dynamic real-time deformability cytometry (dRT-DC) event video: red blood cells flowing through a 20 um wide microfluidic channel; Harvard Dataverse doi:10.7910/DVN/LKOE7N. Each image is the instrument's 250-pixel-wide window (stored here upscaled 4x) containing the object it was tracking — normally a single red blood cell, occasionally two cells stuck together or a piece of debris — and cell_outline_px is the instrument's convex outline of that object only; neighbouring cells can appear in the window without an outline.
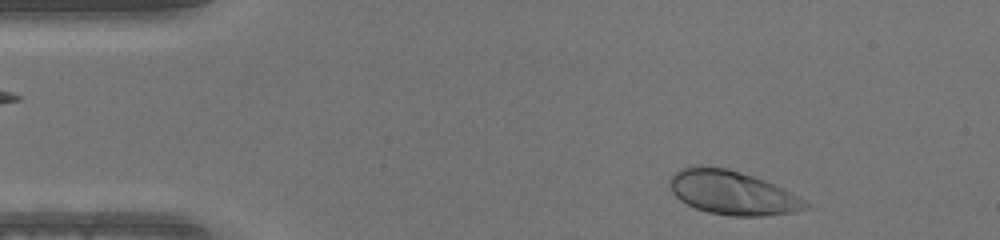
{"species": "human", "species_latin": "Homo sapiens", "temperature_condition": "warm", "stored_images_in_passage": 41, "camera_frame_rate_fps": 3000, "um_per_image_px": 0.085, "donor": {"sex": "male"}, "frame": {"image": 1, "passage_image": 1, "time_ms": 0.0, "image_size_px": [1000, 240], "cell_outline_px": [[812, 208], [796, 212], [764, 216], [732, 216], [708, 212], [696, 208], [680, 200], [672, 192], [668, 184], [668, 180], [680, 168], [692, 164], [696, 164], [724, 168], [740, 172], [764, 180], [784, 188], [792, 192], [812, 204]], "centroid_in_image_um": [62.28, 16.38], "position_along_channel_um": 22.7, "area_um2": 35.2}}
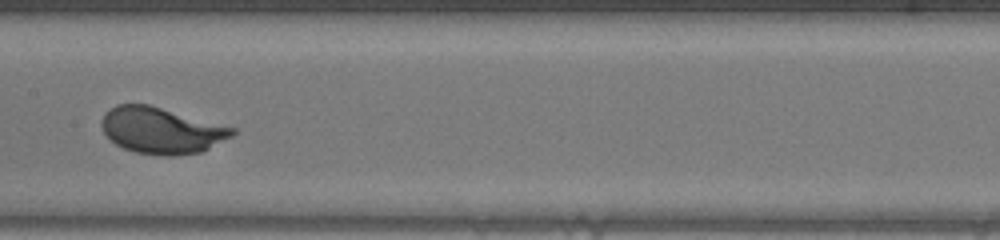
{"frame": {"image": 2, "passage_image": 18, "time_ms": 5.667, "image_size_px": [1000, 240], "cell_outline_px": [[236, 132], [232, 136], [200, 152], [172, 156], [164, 156], [136, 152], [124, 148], [116, 144], [104, 132], [100, 124], [104, 112], [116, 104], [148, 104], [236, 128]], "centroid_in_image_um": [13.7, 11.08], "position_along_channel_um": 193.7, "area_um2": 35.03}}
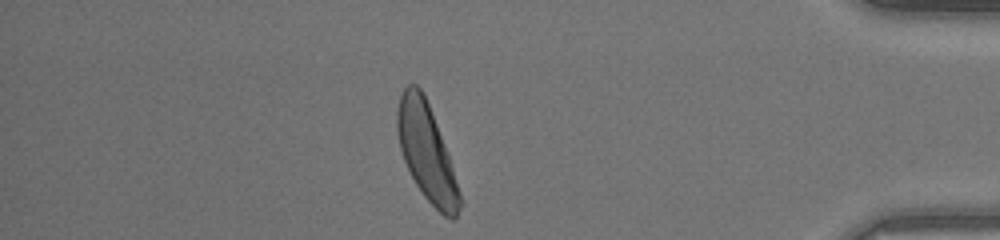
{"frame": {"image": 3, "passage_image": 35, "time_ms": 11.333, "image_size_px": [1000, 240], "cell_outline_px": [[460, 208], [456, 216], [452, 220], [444, 216], [424, 196], [416, 184], [404, 160], [400, 148], [396, 132], [396, 112], [400, 96], [404, 88], [408, 84], [416, 84], [420, 88], [428, 104], [444, 144], [460, 192]], "centroid_in_image_um": [36.22, 12.93], "position_along_channel_um": 399.0, "area_um2": 34.39}}